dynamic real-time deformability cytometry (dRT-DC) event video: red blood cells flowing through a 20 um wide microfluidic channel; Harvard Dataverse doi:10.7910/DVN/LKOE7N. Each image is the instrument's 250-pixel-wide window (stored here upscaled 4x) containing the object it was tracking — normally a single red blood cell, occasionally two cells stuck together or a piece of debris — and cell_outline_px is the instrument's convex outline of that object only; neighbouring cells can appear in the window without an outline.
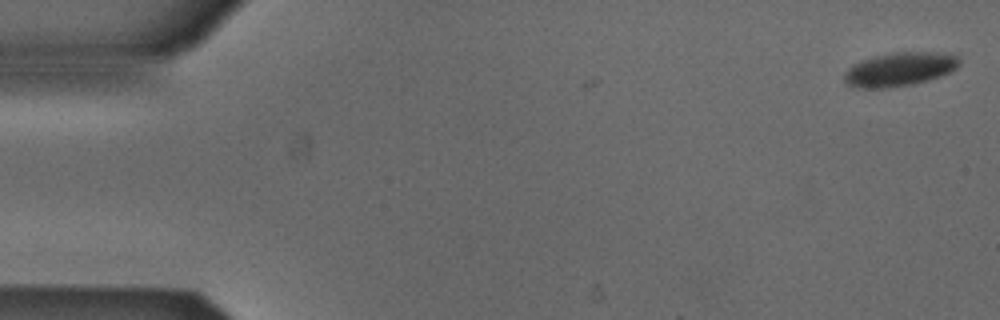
{"species": "Egyptian fruit bat (a non-hibernating species)", "species_latin": "Rousettus aegyptiacus", "temperature_condition": "cold", "stored_images_in_passage": 4, "camera_frame_rate_fps": 3000, "um_per_image_px": 0.085, "animal": {"sex": "male"}, "frame": {"image": 1, "passage_image": 4, "time_ms": 1.0, "image_size_px": [1000, 320], "cell_outline_px": [[960, 64], [956, 68], [940, 76], [928, 80], [912, 84], [884, 88], [864, 88], [848, 84], [844, 80], [844, 72], [852, 64], [876, 56], [892, 52], [952, 52], [960, 60]], "centroid_in_image_um": [76.5, 5.87], "position_along_channel_um": 8.5, "area_um2": 22.54}}